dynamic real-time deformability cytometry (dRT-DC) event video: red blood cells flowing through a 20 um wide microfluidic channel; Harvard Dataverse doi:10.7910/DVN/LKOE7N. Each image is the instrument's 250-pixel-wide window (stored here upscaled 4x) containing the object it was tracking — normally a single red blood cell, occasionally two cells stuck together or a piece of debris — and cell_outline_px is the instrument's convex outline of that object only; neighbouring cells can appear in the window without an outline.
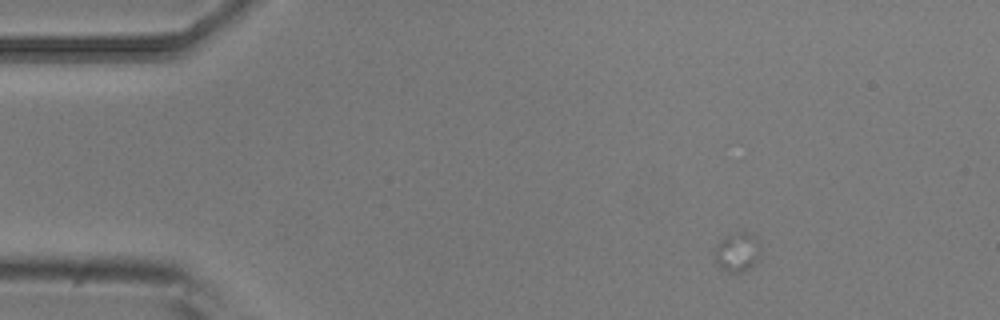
{"species": "common noctule bat (a hibernating species)", "species_latin": "Nyctalus noctula", "temperature_condition": "room temperature", "stored_images_in_passage": 4, "camera_frame_rate_fps": 3000, "um_per_image_px": 0.085, "animal": {"sex": "male", "body_mass_g": 20.5, "forearm_length_mm": 52.5}, "frame": {"image": 1, "passage_image": 1, "time_ms": 0.0, "image_size_px": [1000, 320], "cell_outline_px": [[756, 264], [752, 268], [744, 272], [728, 272], [720, 268], [716, 264], [716, 248], [720, 240], [724, 236], [736, 232], [744, 232], [756, 236]], "centroid_in_image_um": [62.62, 21.45], "position_along_channel_um": 22.4, "area_um2": 10.12}}